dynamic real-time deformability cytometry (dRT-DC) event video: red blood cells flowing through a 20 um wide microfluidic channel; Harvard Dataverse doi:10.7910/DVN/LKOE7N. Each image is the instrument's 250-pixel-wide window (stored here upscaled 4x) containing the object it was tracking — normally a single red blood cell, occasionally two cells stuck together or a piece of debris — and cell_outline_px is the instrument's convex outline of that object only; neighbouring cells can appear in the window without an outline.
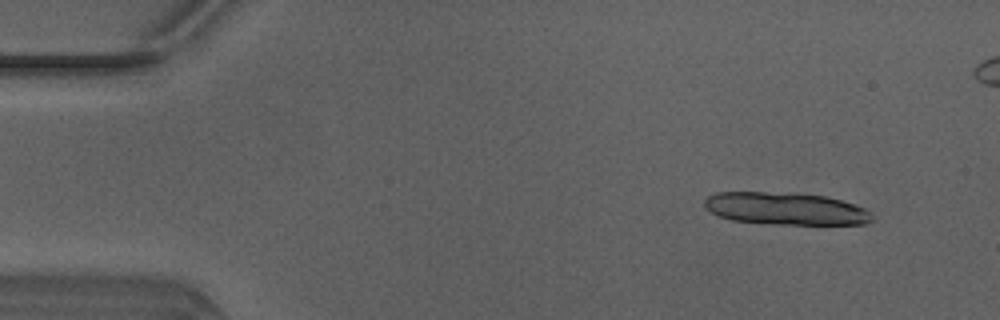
{"species": "Egyptian fruit bat (a non-hibernating species)", "species_latin": "Rousettus aegyptiacus", "temperature_condition": "warm", "stored_images_in_passage": 14, "camera_frame_rate_fps": 3000, "um_per_image_px": 0.085, "animal": {"sex": "male"}, "frame": {"image": 1, "passage_image": 5, "time_ms": 1.333, "image_size_px": [1000, 320], "cell_outline_px": [[876, 216], [872, 220], [864, 224], [776, 224], [732, 220], [720, 216], [704, 208], [704, 200], [708, 196], [716, 192], [788, 192], [824, 196], [856, 204], [864, 208]], "centroid_in_image_um": [66.79, 17.73], "position_along_channel_um": 18.2, "area_um2": 31.73}}